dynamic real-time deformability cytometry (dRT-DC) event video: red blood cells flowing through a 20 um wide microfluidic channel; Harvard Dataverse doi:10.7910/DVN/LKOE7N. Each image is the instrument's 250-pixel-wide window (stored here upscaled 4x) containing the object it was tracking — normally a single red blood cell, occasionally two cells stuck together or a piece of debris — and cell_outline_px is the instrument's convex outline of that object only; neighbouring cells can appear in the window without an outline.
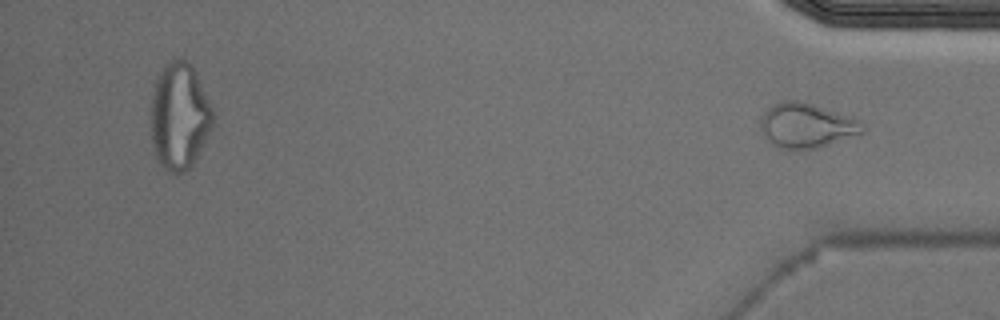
{"species": "Egyptian fruit bat (a non-hibernating species)", "species_latin": "Rousettus aegyptiacus", "temperature_condition": "cold", "stored_images_in_passage": 53, "segment_of_instrument_passage": [2, 2], "camera_frame_rate_fps": 3000, "um_per_image_px": 0.085, "animal": {"sex": "male"}, "frame": {"image": 1, "passage_image": 53, "time_ms": 17.333, "image_size_px": [1000, 320], "cell_outline_px": [[864, 132], [816, 148], [780, 148], [764, 140], [760, 124], [760, 116], [772, 104], [784, 100], [800, 100], [852, 116], [860, 120], [864, 124]], "centroid_in_image_um": [68.52, 10.64], "position_along_channel_um": 366.7, "area_um2": 26.65}}